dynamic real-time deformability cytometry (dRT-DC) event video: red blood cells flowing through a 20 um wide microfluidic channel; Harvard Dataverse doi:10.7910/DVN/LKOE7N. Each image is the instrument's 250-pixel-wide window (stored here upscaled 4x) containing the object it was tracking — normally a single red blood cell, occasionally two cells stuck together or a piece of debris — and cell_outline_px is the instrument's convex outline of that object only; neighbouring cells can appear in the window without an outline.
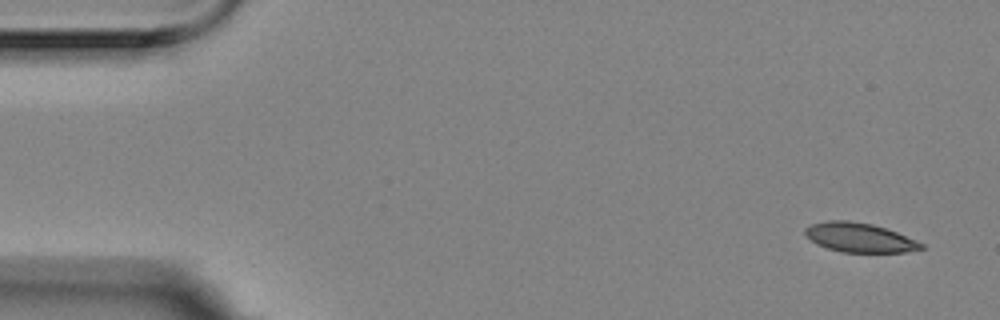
{"species": "Egyptian fruit bat (a non-hibernating species)", "species_latin": "Rousettus aegyptiacus", "temperature_condition": "room temperature", "stored_images_in_passage": 5, "camera_frame_rate_fps": 3000, "um_per_image_px": 0.085, "animal": {"sex": "female"}, "frame": {"image": 1, "passage_image": 1, "time_ms": 0.0, "image_size_px": [1000, 320], "cell_outline_px": [[924, 248], [908, 252], [844, 252], [828, 248], [816, 244], [804, 236], [804, 228], [812, 224], [828, 220], [848, 220], [872, 224], [896, 232], [924, 244]], "centroid_in_image_um": [73.01, 20.19], "position_along_channel_um": 12.0, "area_um2": 19.77}}